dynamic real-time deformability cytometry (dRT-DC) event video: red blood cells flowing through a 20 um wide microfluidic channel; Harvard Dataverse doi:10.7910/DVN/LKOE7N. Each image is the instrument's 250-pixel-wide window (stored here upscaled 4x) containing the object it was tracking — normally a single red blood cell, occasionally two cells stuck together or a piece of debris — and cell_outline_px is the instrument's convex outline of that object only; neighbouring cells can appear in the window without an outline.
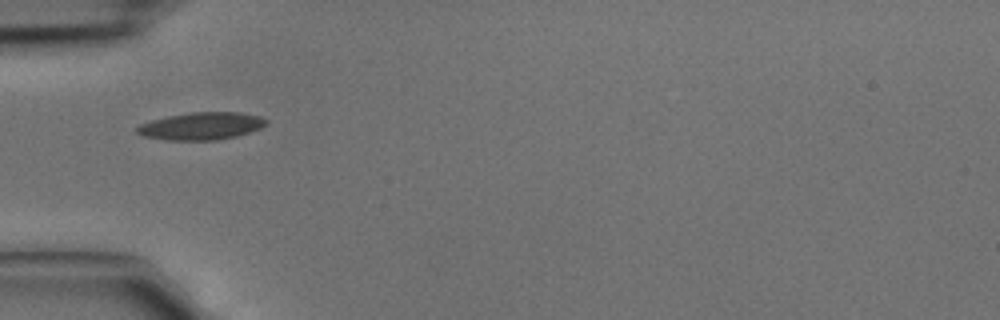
{"species": "common noctule bat (a hibernating species)", "species_latin": "Nyctalus noctula", "temperature_condition": "cold", "stored_images_in_passage": 5, "camera_frame_rate_fps": 3000, "um_per_image_px": 0.085, "animal": {"sex": "male", "body_mass_g": 15.6}, "frame": {"image": 1, "passage_image": 4, "time_ms": 1.0, "image_size_px": [1000, 320], "cell_outline_px": [[268, 124], [260, 128], [236, 136], [216, 140], [168, 140], [144, 136], [136, 132], [136, 128], [140, 124], [152, 120], [168, 116], [188, 112], [240, 112], [260, 116], [268, 120]], "centroid_in_image_um": [17.13, 10.7], "position_along_channel_um": 67.9, "area_um2": 20.63}}